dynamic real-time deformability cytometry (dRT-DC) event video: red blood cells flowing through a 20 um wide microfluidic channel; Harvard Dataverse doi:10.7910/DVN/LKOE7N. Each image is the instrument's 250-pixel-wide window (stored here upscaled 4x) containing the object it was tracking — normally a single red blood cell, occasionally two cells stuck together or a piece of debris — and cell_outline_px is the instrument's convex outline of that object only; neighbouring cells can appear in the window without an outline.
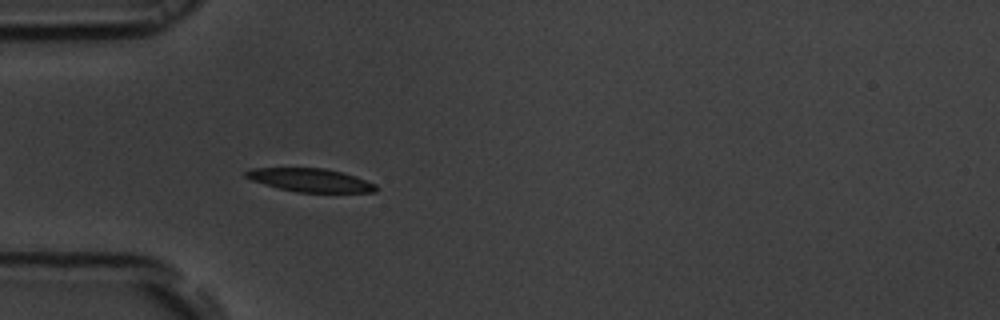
{"species": "common noctule bat (a hibernating species)", "species_latin": "Nyctalus noctula", "temperature_condition": "room temperature", "stored_images_in_passage": 42, "camera_frame_rate_fps": 3000, "um_per_image_px": 0.085, "animal": {"sex": "male", "body_mass_g": 19.5, "forearm_length_mm": 54.6}, "frame": {"image": 1, "passage_image": 5, "time_ms": 1.333, "image_size_px": [1000, 320], "cell_outline_px": [[376, 192], [296, 192], [264, 184], [252, 180], [244, 176], [244, 172], [252, 168], [324, 168], [356, 176], [376, 184]], "centroid_in_image_um": [26.37, 15.31], "position_along_channel_um": 58.6, "area_um2": 17.51}}
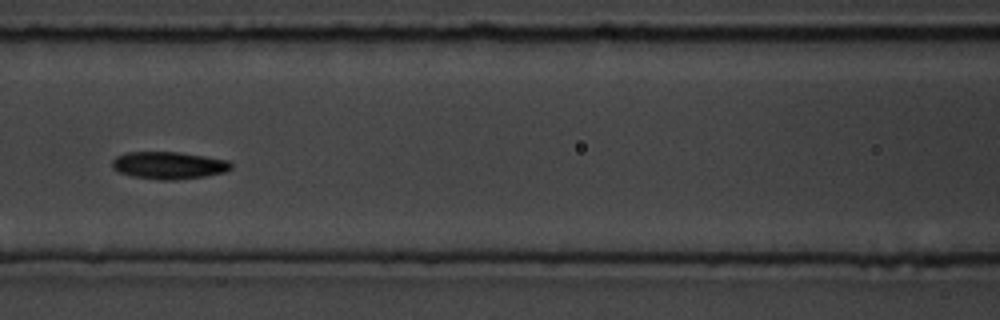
{"frame": {"image": 2, "passage_image": 13, "time_ms": 4.0, "image_size_px": [1000, 320], "cell_outline_px": [[232, 168], [224, 172], [204, 176], [176, 180], [160, 180], [132, 176], [116, 172], [112, 168], [112, 160], [116, 156], [128, 152], [180, 152], [228, 160], [232, 164]], "centroid_in_image_um": [14.31, 14.05], "position_along_channel_um": 152.3, "area_um2": 19.02}}
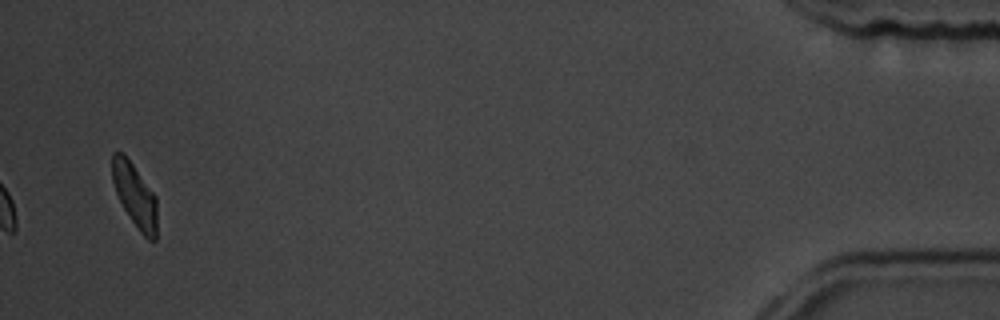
{"frame": {"image": 3, "passage_image": 42, "time_ms": 13.667, "image_size_px": [1000, 320], "cell_outline_px": [[156, 240], [148, 240], [140, 232], [124, 208], [116, 192], [112, 180], [112, 152], [120, 152], [132, 164], [156, 196]], "centroid_in_image_um": [11.46, 16.62], "position_along_channel_um": 423.7, "area_um2": 16.18}, "authors_computed_cell_mechanics": {"area_um2": 18.4382, "velocity_mm_per_s": 3.6781, "shape_relaxation_time_tau1_ms": 2.3908, "shape_relaxation_time_tau2_ms": 5.5274, "deformation_change_tau1": 0.1293, "deformation_change_tau2": 0.0764}}